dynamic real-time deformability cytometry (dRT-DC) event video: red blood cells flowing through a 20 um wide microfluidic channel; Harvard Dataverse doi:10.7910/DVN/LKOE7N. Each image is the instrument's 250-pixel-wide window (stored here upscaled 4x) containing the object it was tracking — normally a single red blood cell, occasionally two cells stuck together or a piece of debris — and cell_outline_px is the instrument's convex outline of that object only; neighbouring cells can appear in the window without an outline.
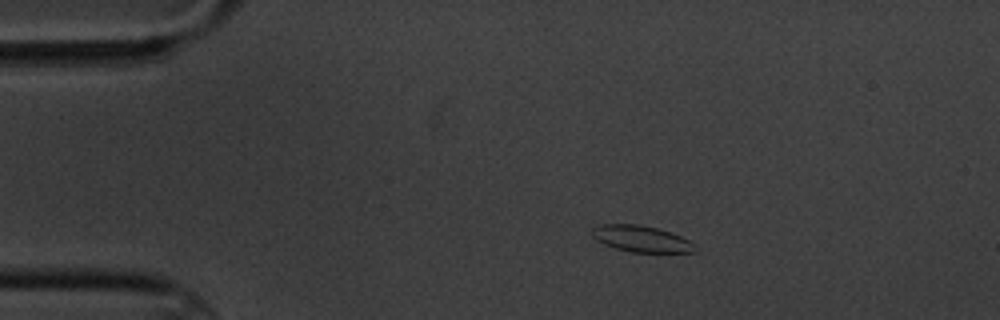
{"species": "common noctule bat (a hibernating species)", "species_latin": "Nyctalus noctula", "temperature_condition": "cold", "stored_images_in_passage": 5, "camera_frame_rate_fps": 3000, "um_per_image_px": 0.085, "animal": {"sex": "male", "body_mass_g": 20.1, "forearm_length_mm": 53.5}, "frame": {"image": 1, "passage_image": 1, "time_ms": 0.0, "image_size_px": [1000, 320], "cell_outline_px": [[696, 252], [632, 252], [616, 248], [604, 244], [596, 240], [592, 236], [592, 228], [600, 224], [640, 224], [672, 232], [688, 240], [692, 244]], "centroid_in_image_um": [54.46, 20.28], "position_along_channel_um": 30.5, "area_um2": 15.66}}
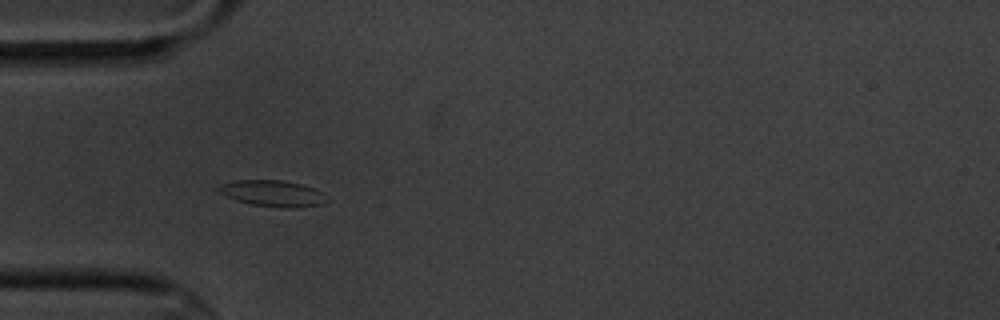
{"frame": {"image": 2, "passage_image": 3, "time_ms": 2.333, "image_size_px": [1000, 320], "cell_outline_px": [[328, 200], [320, 204], [296, 208], [280, 208], [252, 204], [236, 200], [224, 196], [216, 192], [216, 188], [220, 184], [236, 180], [284, 180], [300, 184], [312, 188], [320, 192]], "centroid_in_image_um": [23.09, 16.44], "position_along_channel_um": 61.9, "area_um2": 16.53}}
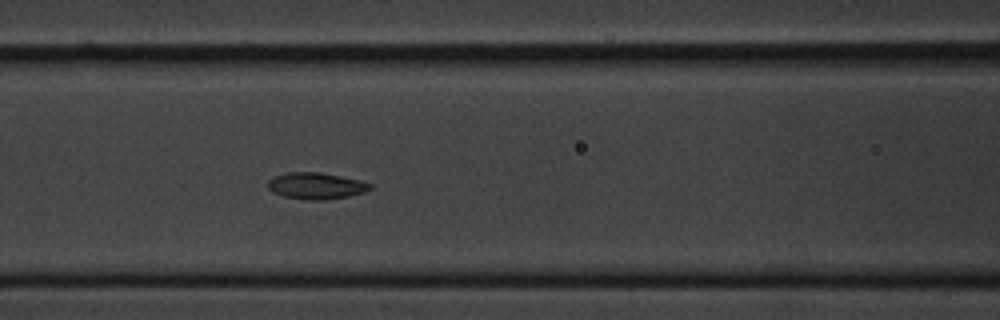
{"frame": {"image": 3, "passage_image": 5, "time_ms": 4.667, "image_size_px": [1000, 320], "cell_outline_px": [[372, 188], [364, 192], [348, 196], [324, 200], [308, 200], [284, 196], [272, 192], [268, 188], [268, 180], [272, 176], [284, 172], [320, 172], [360, 180], [372, 184]], "centroid_in_image_um": [26.83, 15.78], "position_along_channel_um": 139.8, "area_um2": 15.9}}